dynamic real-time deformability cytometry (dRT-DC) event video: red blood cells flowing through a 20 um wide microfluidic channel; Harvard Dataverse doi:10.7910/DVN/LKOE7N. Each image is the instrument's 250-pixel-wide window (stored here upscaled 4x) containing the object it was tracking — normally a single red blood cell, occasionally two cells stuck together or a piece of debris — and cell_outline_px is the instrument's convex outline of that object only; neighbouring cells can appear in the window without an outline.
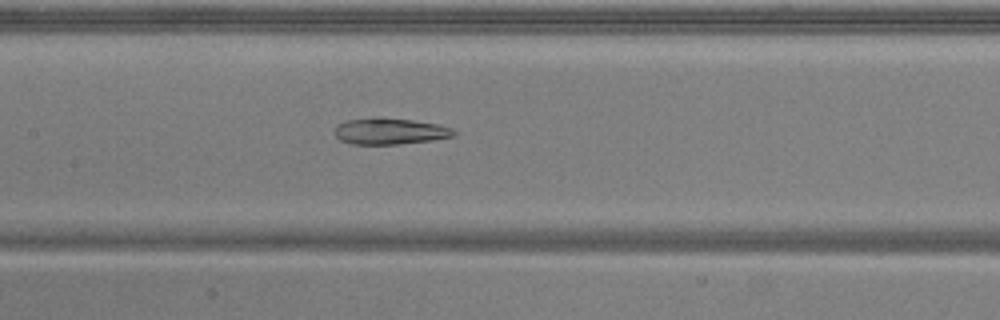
{"species": "common noctule bat (a hibernating species)", "species_latin": "Nyctalus noctula", "temperature_condition": "warm", "stored_images_in_passage": 52, "camera_frame_rate_fps": 3000, "um_per_image_px": 0.085, "animal": {"sex": "male", "body_mass_g": 20.5, "forearm_length_mm": 52.5}, "frame": {"image": 1, "passage_image": 24, "time_ms": 7.667, "image_size_px": [1000, 320], "cell_outline_px": [[460, 132], [456, 136], [432, 140], [396, 144], [352, 144], [340, 140], [332, 132], [336, 124], [348, 120], [376, 116], [380, 116], [412, 120], [436, 124], [452, 128]], "centroid_in_image_um": [33.13, 11.14], "position_along_channel_um": 174.3, "area_um2": 18.67}}
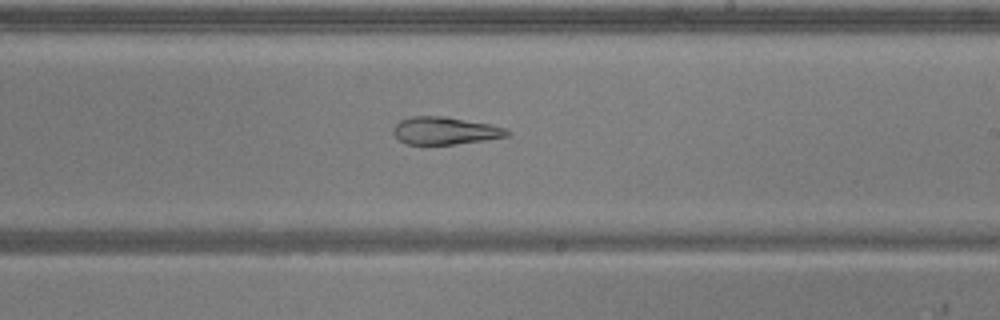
{"frame": {"image": 2, "passage_image": 30, "time_ms": 9.667, "image_size_px": [1000, 320], "cell_outline_px": [[512, 132], [508, 136], [484, 140], [456, 144], [408, 144], [400, 140], [392, 132], [392, 128], [400, 120], [412, 116], [444, 116], [492, 124], [504, 128]], "centroid_in_image_um": [37.84, 11.1], "position_along_channel_um": 251.2, "area_um2": 18.26}}
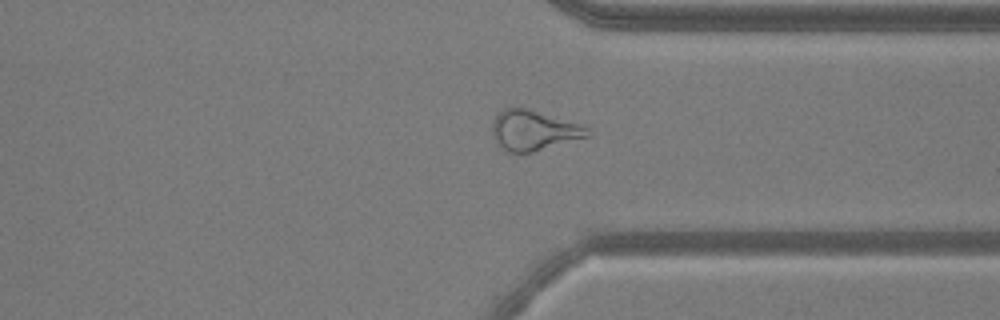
{"frame": {"image": 3, "passage_image": 39, "time_ms": 12.667, "image_size_px": [1000, 320], "cell_outline_px": [[592, 136], [532, 152], [508, 152], [492, 136], [492, 120], [496, 112], [504, 108], [528, 108], [584, 124], [592, 132]], "centroid_in_image_um": [45.41, 11.05], "position_along_channel_um": 366.0, "area_um2": 22.66}, "authors_computed_cell_mechanics": {"area_um2": 24.3049, "velocity_mm_per_s": 3.8737, "shape_relaxation_time_tau1_ms": null, "shape_relaxation_time_tau2_ms": 4.298, "deformation_change_tau1": null, "deformation_change_tau2": 0.1587}}